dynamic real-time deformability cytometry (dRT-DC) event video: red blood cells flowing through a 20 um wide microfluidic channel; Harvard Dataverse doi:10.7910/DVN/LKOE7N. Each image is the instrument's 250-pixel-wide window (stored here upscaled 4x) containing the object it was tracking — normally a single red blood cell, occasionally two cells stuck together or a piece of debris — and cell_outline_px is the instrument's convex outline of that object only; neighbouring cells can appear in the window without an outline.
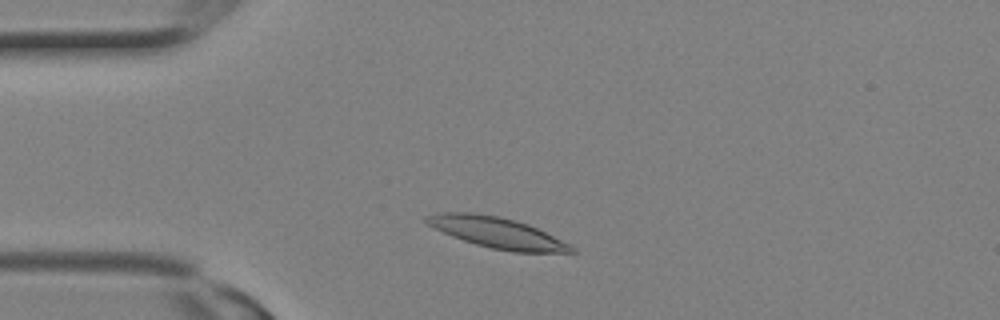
{"species": "Egyptian fruit bat (a non-hibernating species)", "species_latin": "Rousettus aegyptiacus", "temperature_condition": "room temperature", "stored_images_in_passage": 1, "camera_frame_rate_fps": 3000, "um_per_image_px": 0.085, "animal": {"sex": "female"}, "frame": {"image": 1, "passage_image": 1, "time_ms": 0.0, "image_size_px": [1000, 320], "cell_outline_px": [[576, 252], [512, 252], [492, 248], [476, 244], [452, 236], [428, 224], [424, 220], [424, 216], [436, 212], [472, 212], [500, 216], [516, 220], [528, 224], [576, 248]], "centroid_in_image_um": [42.21, 19.75], "position_along_channel_um": 42.8, "area_um2": 25.72}}